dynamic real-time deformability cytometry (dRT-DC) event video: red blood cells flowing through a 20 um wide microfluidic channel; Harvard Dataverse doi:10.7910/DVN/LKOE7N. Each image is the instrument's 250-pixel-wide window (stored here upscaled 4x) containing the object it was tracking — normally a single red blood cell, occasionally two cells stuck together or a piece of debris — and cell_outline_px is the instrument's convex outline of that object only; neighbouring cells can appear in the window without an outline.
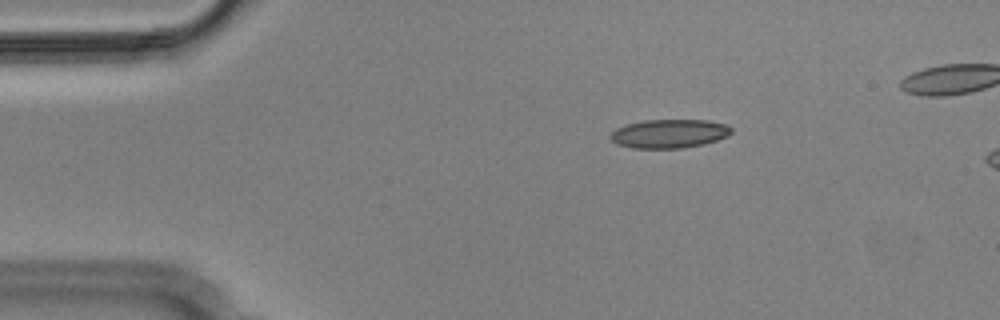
{"species": "Egyptian fruit bat (a non-hibernating species)", "species_latin": "Rousettus aegyptiacus", "temperature_condition": "cold", "stored_images_in_passage": 3, "camera_frame_rate_fps": 3000, "um_per_image_px": 0.085, "animal": {"sex": "male"}, "frame": {"image": 1, "passage_image": 1, "time_ms": 0.0, "image_size_px": [1000, 320], "cell_outline_px": [[732, 132], [728, 136], [704, 144], [684, 148], [632, 148], [616, 144], [608, 136], [616, 128], [628, 124], [644, 120], [708, 120], [724, 124], [732, 128]], "centroid_in_image_um": [56.88, 11.36], "position_along_channel_um": 28.1, "area_um2": 20.29}}